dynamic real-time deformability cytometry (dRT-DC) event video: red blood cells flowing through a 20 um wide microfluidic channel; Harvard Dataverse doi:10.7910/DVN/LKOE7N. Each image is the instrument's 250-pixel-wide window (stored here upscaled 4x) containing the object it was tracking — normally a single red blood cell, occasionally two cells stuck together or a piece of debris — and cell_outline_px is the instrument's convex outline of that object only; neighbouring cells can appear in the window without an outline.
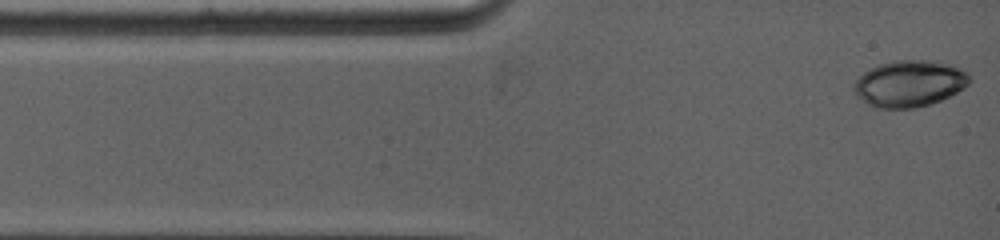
{"species": "common noctule bat (a hibernating species)", "species_latin": "Nyctalus noctula", "temperature_condition": "warm", "stored_images_in_passage": 6, "camera_frame_rate_fps": 5000, "um_per_image_px": 0.085, "animal": {"sex": "female", "body_mass_g": 19.0, "forearm_length_mm": 53.3}, "frame": {"image": 1, "passage_image": 1, "time_ms": 0.0, "image_size_px": [1000, 240], "cell_outline_px": [[972, 80], [964, 88], [940, 100], [916, 108], [880, 108], [868, 104], [856, 96], [852, 92], [852, 84], [864, 72], [880, 64], [892, 60], [936, 60], [960, 68], [968, 72]], "centroid_in_image_um": [77.29, 7.09], "position_along_channel_um": 7.7, "area_um2": 31.44}}
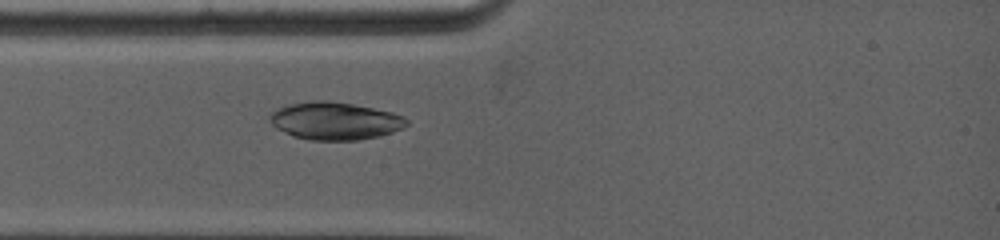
{"frame": {"image": 2, "passage_image": 6, "time_ms": 2.4, "image_size_px": [1000, 240], "cell_outline_px": [[408, 124], [404, 128], [380, 136], [356, 140], [308, 140], [292, 136], [276, 128], [272, 124], [268, 116], [276, 108], [284, 104], [312, 100], [324, 100], [352, 104], [392, 112], [404, 116], [408, 120]], "centroid_in_image_um": [28.44, 10.27], "position_along_channel_um": 56.6, "area_um2": 30.29}}